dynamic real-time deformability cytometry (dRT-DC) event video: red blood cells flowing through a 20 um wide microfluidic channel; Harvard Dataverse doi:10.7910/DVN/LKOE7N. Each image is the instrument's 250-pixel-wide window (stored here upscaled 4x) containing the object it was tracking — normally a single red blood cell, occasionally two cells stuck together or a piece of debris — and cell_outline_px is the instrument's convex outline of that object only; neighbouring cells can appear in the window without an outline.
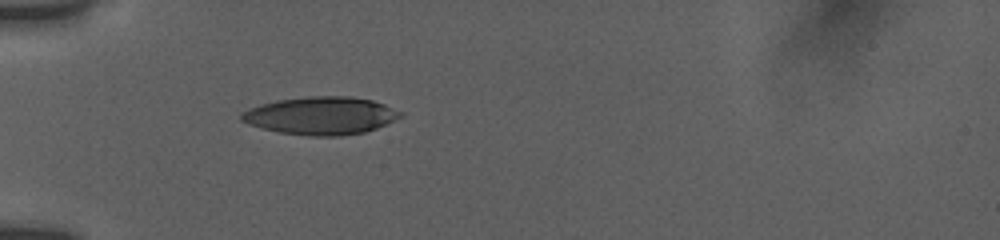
{"species": "human", "species_latin": "Homo sapiens", "temperature_condition": "room temperature", "stored_images_in_passage": 27, "camera_frame_rate_fps": 3000, "um_per_image_px": 0.085, "donor": {"sex": "female"}, "frame": {"image": 1, "passage_image": 1, "time_ms": 0.0, "image_size_px": [1000, 240], "cell_outline_px": [[404, 112], [400, 116], [376, 128], [364, 132], [336, 136], [308, 136], [280, 132], [260, 128], [248, 124], [240, 120], [240, 116], [248, 108], [260, 104], [276, 100], [312, 96], [348, 96], [372, 100], [384, 104]], "centroid_in_image_um": [27.24, 9.83], "position_along_channel_um": 57.8, "area_um2": 34.85}}
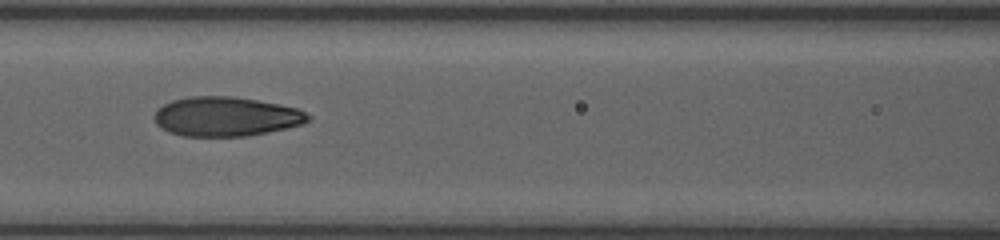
{"frame": {"image": 2, "passage_image": 10, "time_ms": 2.667, "image_size_px": [1000, 240], "cell_outline_px": [[312, 116], [308, 120], [300, 124], [284, 128], [248, 136], [180, 136], [168, 132], [160, 128], [156, 124], [152, 116], [164, 104], [172, 100], [192, 96], [232, 96], [256, 100], [296, 108]], "centroid_in_image_um": [19.14, 9.91], "position_along_channel_um": 147.5, "area_um2": 35.08}}
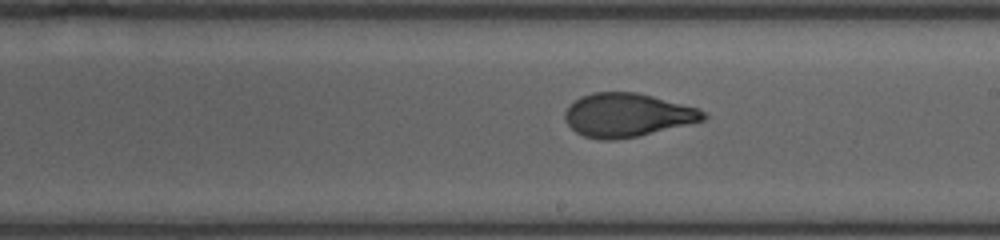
{"frame": {"image": 3, "passage_image": 16, "time_ms": 5.0, "image_size_px": [1000, 240], "cell_outline_px": [[708, 116], [704, 120], [636, 136], [616, 140], [600, 140], [584, 136], [576, 132], [564, 120], [564, 112], [580, 96], [592, 92], [636, 92], [652, 96], [696, 108], [708, 112]], "centroid_in_image_um": [53.29, 9.78], "position_along_channel_um": 235.7, "area_um2": 34.8}}